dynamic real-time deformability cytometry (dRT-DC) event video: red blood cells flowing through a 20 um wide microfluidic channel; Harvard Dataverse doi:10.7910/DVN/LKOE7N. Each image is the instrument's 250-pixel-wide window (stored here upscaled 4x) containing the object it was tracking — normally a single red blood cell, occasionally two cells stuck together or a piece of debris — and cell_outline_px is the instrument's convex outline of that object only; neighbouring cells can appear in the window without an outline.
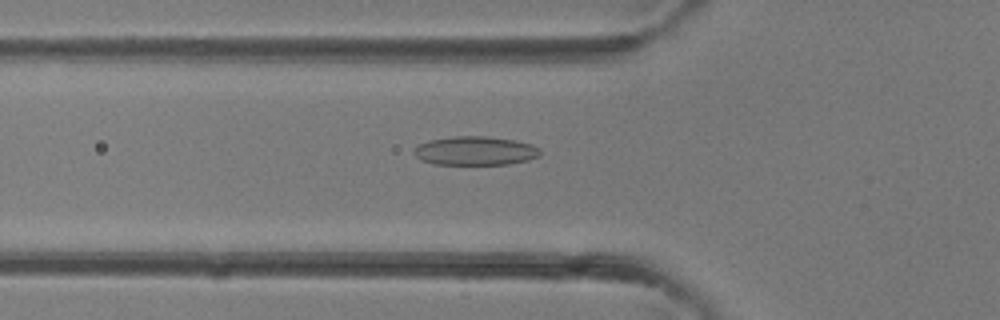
{"species": "common noctule bat (a hibernating species)", "species_latin": "Nyctalus noctula", "temperature_condition": "room temperature", "stored_images_in_passage": 40, "camera_frame_rate_fps": 3000, "um_per_image_px": 0.085, "animal": {"sex": "female"}, "frame": {"image": 1, "passage_image": 14, "time_ms": 4.333, "image_size_px": [1000, 320], "cell_outline_px": [[540, 156], [528, 160], [508, 164], [432, 164], [420, 160], [412, 152], [412, 148], [428, 140], [452, 136], [488, 136], [516, 140], [532, 144], [540, 148]], "centroid_in_image_um": [40.38, 12.81], "position_along_channel_um": 85.4, "area_um2": 21.5}}
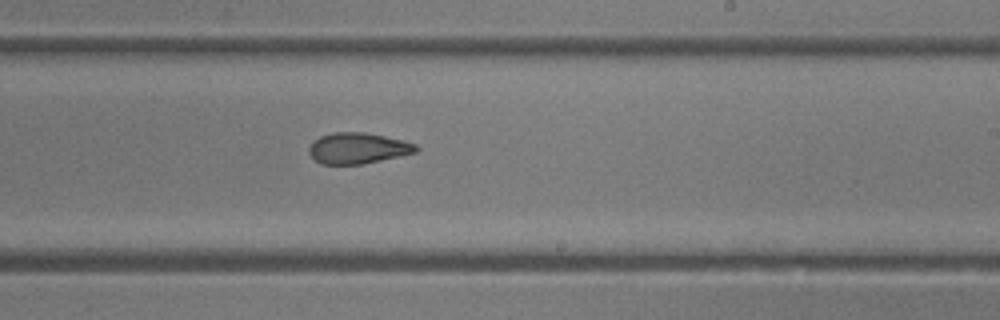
{"frame": {"image": 2, "passage_image": 24, "time_ms": 7.667, "image_size_px": [1000, 320], "cell_outline_px": [[420, 148], [416, 152], [400, 156], [364, 164], [320, 164], [308, 152], [308, 148], [312, 140], [320, 136], [332, 132], [364, 132], [384, 136], [416, 144]], "centroid_in_image_um": [30.39, 12.6], "position_along_channel_um": 258.6, "area_um2": 19.36}}
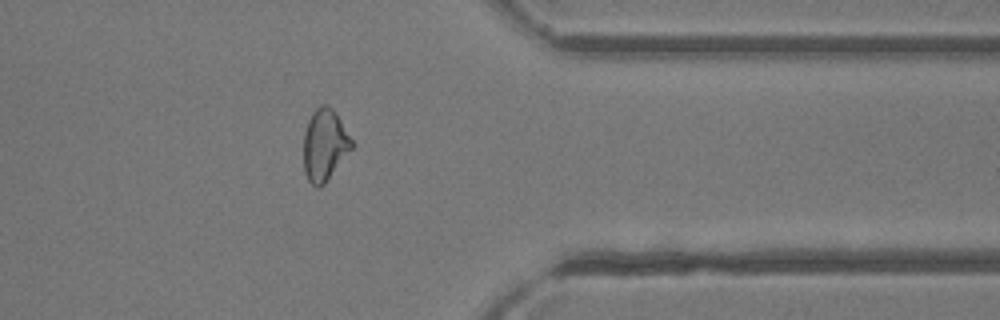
{"frame": {"image": 3, "passage_image": 32, "time_ms": 10.333, "image_size_px": [1000, 320], "cell_outline_px": [[352, 148], [324, 184], [320, 188], [316, 188], [308, 180], [304, 172], [304, 132], [308, 120], [312, 112], [320, 104], [328, 104], [336, 112], [352, 140]], "centroid_in_image_um": [27.57, 12.3], "position_along_channel_um": 383.8, "area_um2": 20.06}}